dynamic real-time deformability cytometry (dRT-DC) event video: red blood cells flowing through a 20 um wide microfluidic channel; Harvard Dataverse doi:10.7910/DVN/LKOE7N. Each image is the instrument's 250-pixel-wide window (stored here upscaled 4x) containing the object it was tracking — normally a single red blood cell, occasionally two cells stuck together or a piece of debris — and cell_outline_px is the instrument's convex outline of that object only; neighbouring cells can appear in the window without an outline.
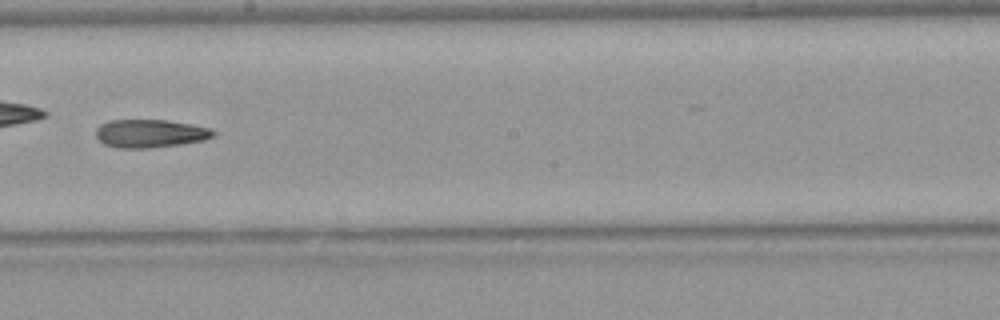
{"species": "Egyptian fruit bat (a non-hibernating species)", "species_latin": "Rousettus aegyptiacus", "temperature_condition": "warm", "stored_images_in_passage": 49, "camera_frame_rate_fps": 3000, "um_per_image_px": 0.085, "animal": {"sex": "female"}, "frame": {"image": 1, "passage_image": 28, "time_ms": 9.0, "image_size_px": [1000, 320], "cell_outline_px": [[216, 136], [204, 140], [180, 144], [152, 148], [116, 148], [104, 144], [96, 136], [96, 128], [100, 124], [108, 120], [164, 120], [192, 124], [212, 128], [216, 132]], "centroid_in_image_um": [12.78, 11.34], "position_along_channel_um": 235.4, "area_um2": 19.48}}